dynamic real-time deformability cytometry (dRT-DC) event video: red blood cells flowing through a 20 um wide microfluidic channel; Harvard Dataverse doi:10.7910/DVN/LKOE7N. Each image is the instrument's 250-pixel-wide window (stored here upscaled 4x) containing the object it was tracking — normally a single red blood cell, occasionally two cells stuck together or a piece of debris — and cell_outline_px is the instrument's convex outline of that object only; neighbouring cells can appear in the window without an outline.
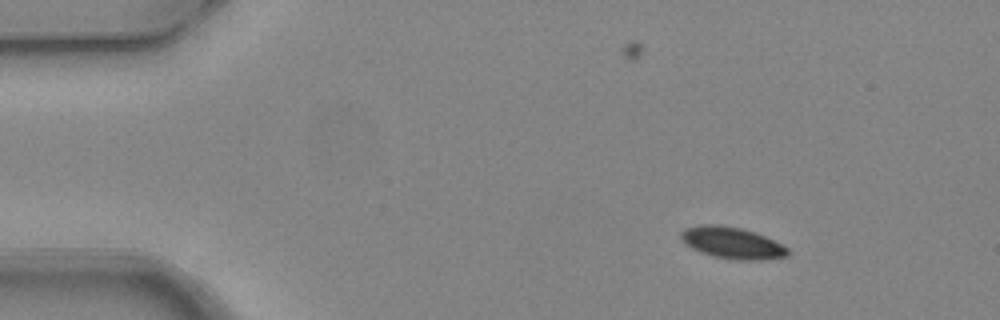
{"species": "common noctule bat (a hibernating species)", "species_latin": "Nyctalus noctula", "temperature_condition": "warm", "stored_images_in_passage": 6, "camera_frame_rate_fps": 3000, "um_per_image_px": 0.085, "animal": {"sex": "female", "body_mass_g": 24.6, "forearm_length_mm": 56.2}, "frame": {"image": 1, "passage_image": 1, "time_ms": 0.0, "image_size_px": [1000, 320], "cell_outline_px": [[788, 256], [764, 260], [736, 260], [712, 256], [700, 252], [684, 244], [680, 240], [680, 232], [688, 228], [700, 224], [716, 224], [740, 228], [764, 236], [788, 248]], "centroid_in_image_um": [62.19, 20.65], "position_along_channel_um": 22.8, "area_um2": 19.59}}
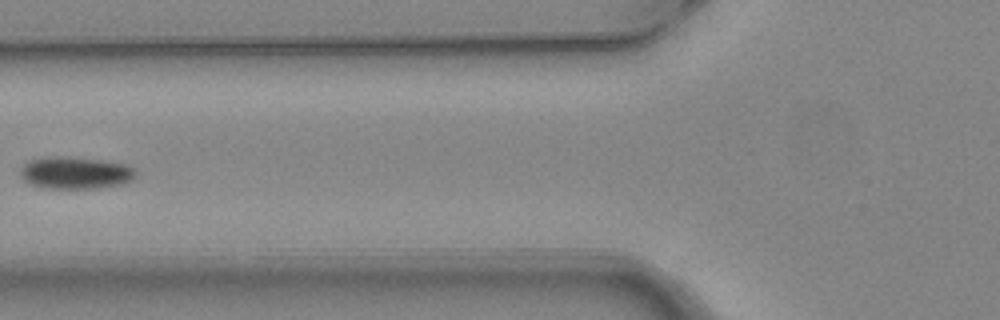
{"frame": {"image": 2, "passage_image": 5, "time_ms": 1.333, "image_size_px": [1000, 320], "cell_outline_px": [[136, 176], [132, 180], [124, 184], [96, 188], [48, 188], [28, 184], [20, 176], [20, 168], [28, 160], [52, 156], [64, 156], [104, 160], [124, 164], [136, 168]], "centroid_in_image_um": [6.41, 14.68], "position_along_channel_um": 119.4, "area_um2": 21.91}}
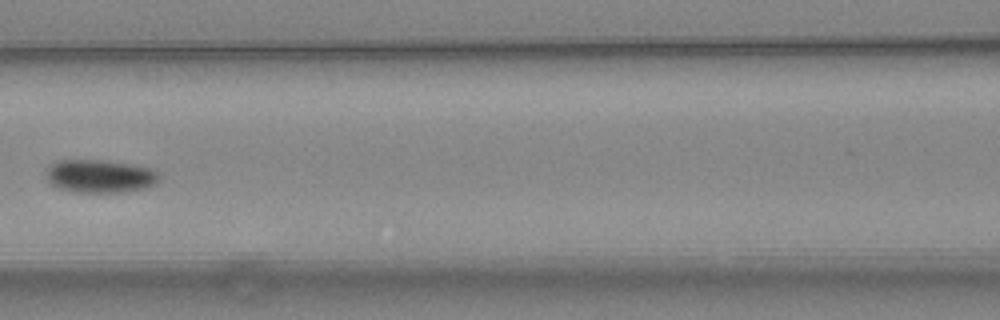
{"frame": {"image": 3, "passage_image": 6, "time_ms": 1.667, "image_size_px": [1000, 320], "cell_outline_px": [[160, 180], [156, 184], [144, 188], [124, 192], [72, 192], [56, 188], [48, 180], [44, 172], [56, 160], [100, 160], [128, 164], [148, 168], [156, 172], [160, 176]], "centroid_in_image_um": [8.45, 14.99], "position_along_channel_um": 158.1, "area_um2": 21.79}}